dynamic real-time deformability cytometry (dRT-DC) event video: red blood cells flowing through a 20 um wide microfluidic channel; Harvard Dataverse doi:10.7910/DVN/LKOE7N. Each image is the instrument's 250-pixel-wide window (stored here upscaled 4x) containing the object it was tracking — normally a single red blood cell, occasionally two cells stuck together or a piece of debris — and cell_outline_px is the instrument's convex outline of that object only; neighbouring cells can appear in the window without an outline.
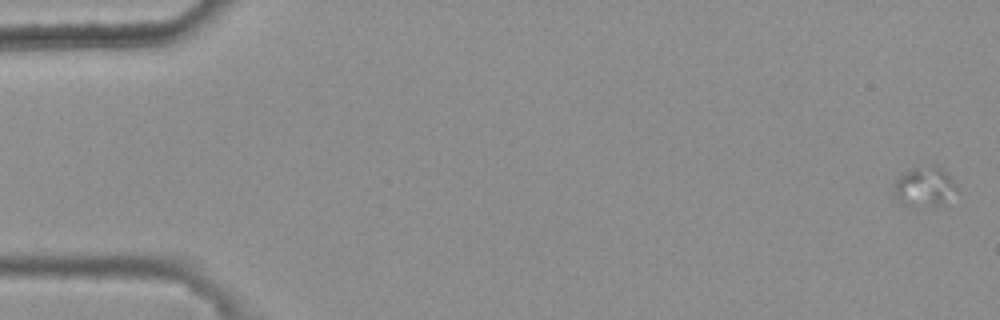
{"species": "common noctule bat (a hibernating species)", "species_latin": "Nyctalus noctula", "temperature_condition": "warm", "stored_images_in_passage": 42, "camera_frame_rate_fps": 3000, "um_per_image_px": 0.085, "animal": {"sex": "female", "body_mass_g": 25.1}, "frame": {"image": 1, "passage_image": 1, "time_ms": 0.0, "image_size_px": [1000, 320], "cell_outline_px": [[956, 188], [944, 204], [912, 208], [900, 200], [892, 184], [900, 176], [912, 168], [932, 164], [936, 164], [944, 168], [948, 172]], "centroid_in_image_um": [78.59, 15.84], "position_along_channel_um": 6.4, "area_um2": 14.45}}